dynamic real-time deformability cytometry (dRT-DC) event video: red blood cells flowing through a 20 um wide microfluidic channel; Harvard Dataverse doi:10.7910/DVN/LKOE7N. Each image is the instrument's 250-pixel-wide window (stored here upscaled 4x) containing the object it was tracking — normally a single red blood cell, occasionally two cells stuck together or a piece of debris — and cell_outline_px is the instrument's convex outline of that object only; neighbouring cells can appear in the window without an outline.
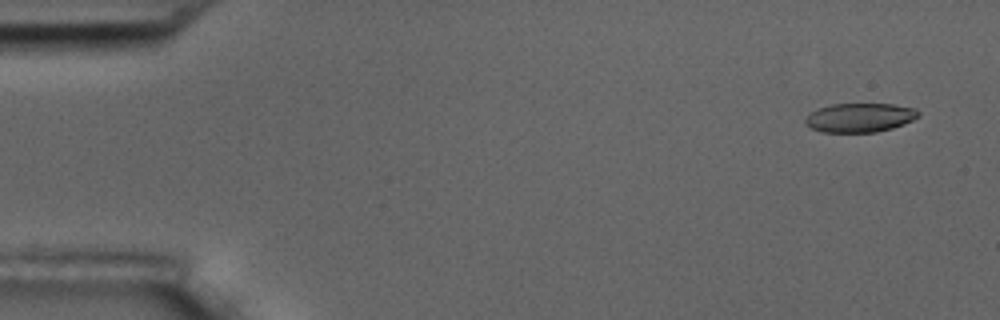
{"species": "common noctule bat (a hibernating species)", "species_latin": "Nyctalus noctula", "temperature_condition": "room temperature", "stored_images_in_passage": 5, "camera_frame_rate_fps": 3000, "um_per_image_px": 0.085, "animal": {"sex": "male", "body_mass_g": 17.5, "forearm_length_mm": 52.3}, "frame": {"image": 1, "passage_image": 1, "time_ms": 0.0, "image_size_px": [1000, 320], "cell_outline_px": [[920, 116], [904, 124], [892, 128], [876, 132], [824, 132], [812, 128], [804, 124], [804, 120], [808, 112], [832, 104], [892, 104], [916, 108], [920, 112]], "centroid_in_image_um": [73.08, 9.99], "position_along_channel_um": 11.9, "area_um2": 19.25}}
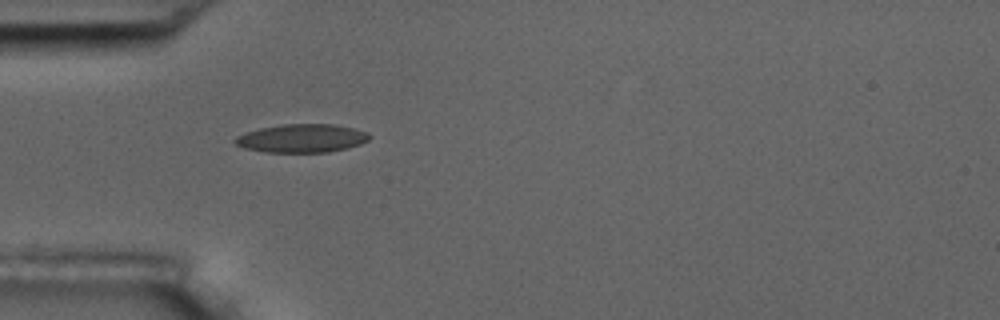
{"frame": {"image": 2, "passage_image": 5, "time_ms": 4.667, "image_size_px": [1000, 320], "cell_outline_px": [[372, 136], [368, 140], [360, 144], [328, 152], [268, 152], [244, 148], [236, 144], [232, 140], [236, 136], [244, 132], [260, 128], [284, 124], [336, 124], [368, 132]], "centroid_in_image_um": [25.64, 11.74], "position_along_channel_um": 59.4, "area_um2": 22.2}}